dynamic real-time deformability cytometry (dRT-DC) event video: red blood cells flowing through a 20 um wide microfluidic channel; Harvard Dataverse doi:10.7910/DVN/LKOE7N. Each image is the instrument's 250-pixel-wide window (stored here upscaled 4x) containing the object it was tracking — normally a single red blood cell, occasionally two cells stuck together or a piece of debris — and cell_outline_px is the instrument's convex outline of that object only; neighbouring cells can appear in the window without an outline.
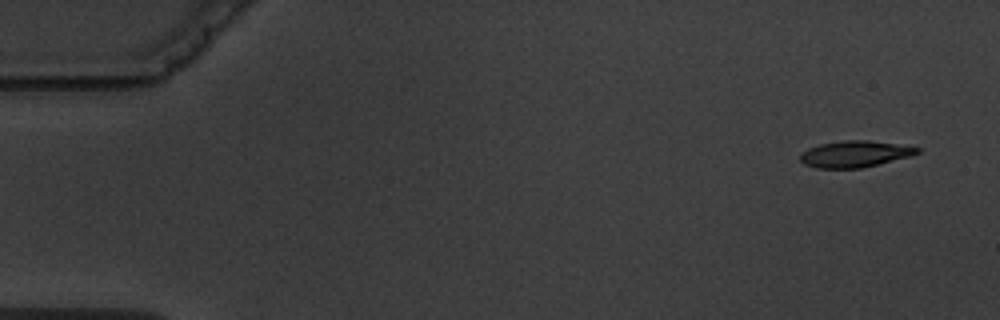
{"species": "common noctule bat (a hibernating species)", "species_latin": "Nyctalus noctula", "temperature_condition": "warm", "stored_images_in_passage": 4, "camera_frame_rate_fps": 3000, "um_per_image_px": 0.085, "animal": {"sex": "male", "body_mass_g": 19.5, "forearm_length_mm": 54.6}, "frame": {"image": 1, "passage_image": 1, "time_ms": 0.0, "image_size_px": [1000, 320], "cell_outline_px": [[920, 152], [912, 156], [860, 168], [816, 168], [804, 164], [800, 160], [800, 152], [808, 148], [820, 144], [844, 140], [868, 140], [896, 144], [920, 148]], "centroid_in_image_um": [72.63, 13.09], "position_along_channel_um": 12.4, "area_um2": 17.98}}
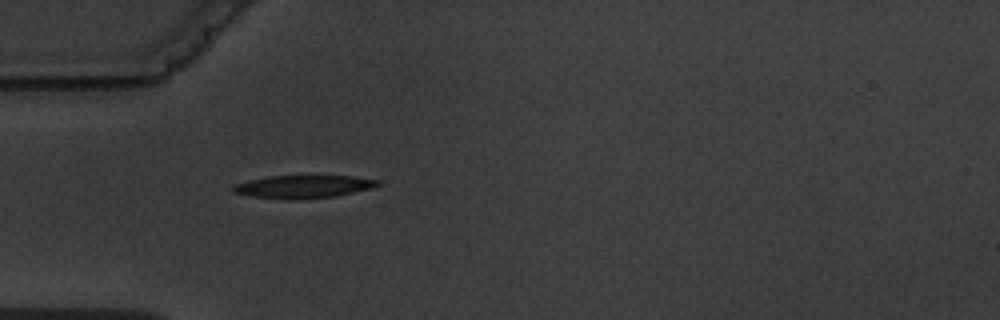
{"frame": {"image": 2, "passage_image": 4, "time_ms": 4.667, "image_size_px": [1000, 320], "cell_outline_px": [[380, 184], [368, 188], [336, 196], [288, 200], [252, 196], [232, 192], [232, 188], [236, 184], [248, 180], [268, 176], [348, 176], [380, 180]], "centroid_in_image_um": [25.72, 15.86], "position_along_channel_um": 59.3, "area_um2": 18.96}}